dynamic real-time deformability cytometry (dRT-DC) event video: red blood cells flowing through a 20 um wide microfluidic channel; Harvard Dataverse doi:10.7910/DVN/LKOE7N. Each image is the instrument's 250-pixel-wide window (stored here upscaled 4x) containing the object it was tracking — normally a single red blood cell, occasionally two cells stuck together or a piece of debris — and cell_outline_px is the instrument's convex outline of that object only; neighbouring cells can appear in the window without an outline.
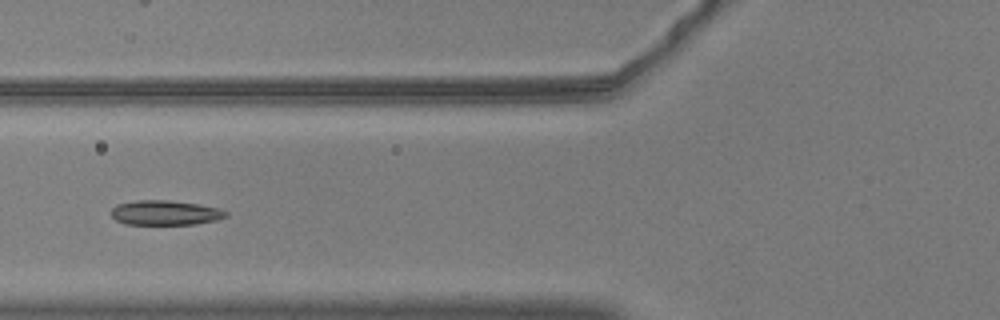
{"species": "common noctule bat (a hibernating species)", "species_latin": "Nyctalus noctula", "temperature_condition": "warm", "stored_images_in_passage": 55, "camera_frame_rate_fps": 3000, "um_per_image_px": 0.085, "animal": {"sex": "male", "body_mass_g": 20.5, "forearm_length_mm": 52.5}, "frame": {"image": 1, "passage_image": 22, "time_ms": 7.0, "image_size_px": [1000, 320], "cell_outline_px": [[228, 216], [216, 220], [196, 224], [124, 224], [116, 220], [112, 216], [112, 208], [116, 204], [136, 200], [168, 200], [200, 204], [220, 208], [228, 212]], "centroid_in_image_um": [14.06, 18.08], "position_along_channel_um": 111.7, "area_um2": 16.65}}
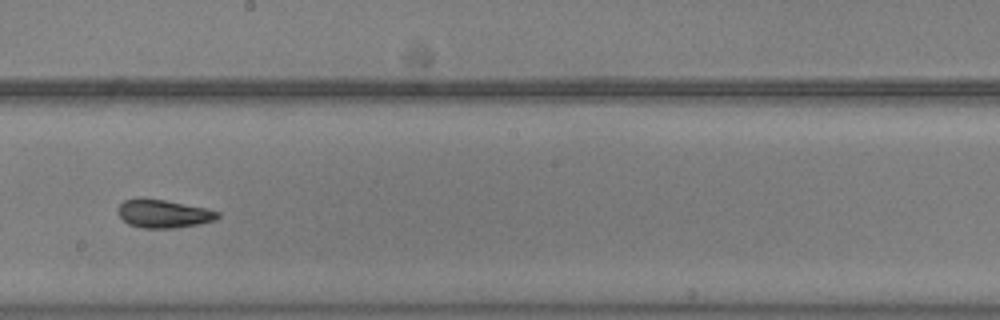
{"frame": {"image": 2, "passage_image": 32, "time_ms": 10.333, "image_size_px": [1000, 320], "cell_outline_px": [[220, 216], [216, 220], [200, 224], [172, 228], [144, 228], [128, 224], [120, 216], [116, 208], [124, 200], [164, 200], [208, 208], [220, 212]], "centroid_in_image_um": [13.96, 18.19], "position_along_channel_um": 234.2, "area_um2": 16.13}}
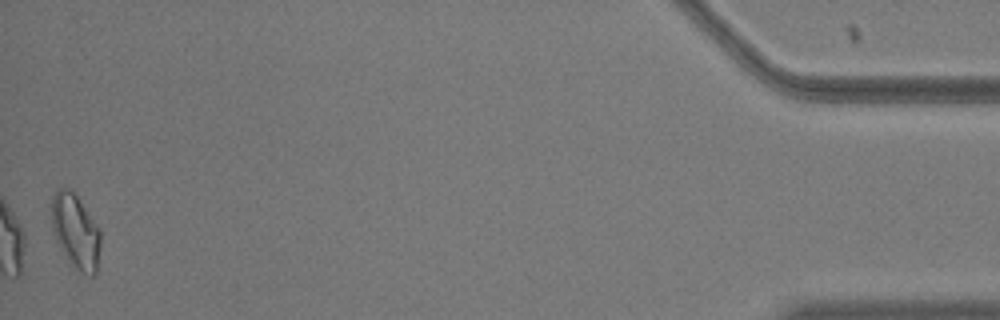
{"frame": {"image": 3, "passage_image": 55, "time_ms": 18.0, "image_size_px": [1000, 320], "cell_outline_px": [[100, 248], [96, 276], [88, 276], [80, 272], [68, 260], [60, 248], [56, 240], [52, 228], [52, 196], [56, 188], [68, 188], [76, 196], [100, 228]], "centroid_in_image_um": [6.44, 19.69], "position_along_channel_um": 428.8, "area_um2": 21.21}, "authors_computed_cell_mechanics": {"area_um2": 17.5712, "velocity_mm_per_s": 3.663, "shape_relaxation_time_tau1_ms": 5.4173, "shape_relaxation_time_tau2_ms": 2.3191, "deformation_change_tau1": 0.1647, "deformation_change_tau2": 0.0734}}